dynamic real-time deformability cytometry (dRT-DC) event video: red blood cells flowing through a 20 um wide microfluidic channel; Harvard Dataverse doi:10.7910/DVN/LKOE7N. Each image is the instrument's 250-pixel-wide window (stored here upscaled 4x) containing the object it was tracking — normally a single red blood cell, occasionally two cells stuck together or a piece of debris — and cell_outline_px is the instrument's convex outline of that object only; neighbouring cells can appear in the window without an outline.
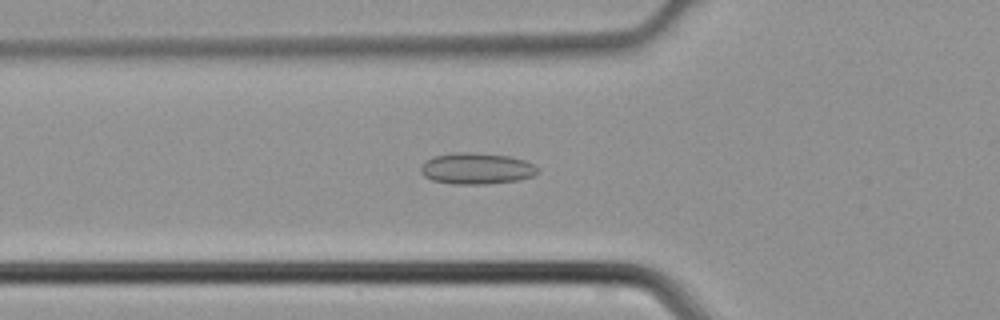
{"species": "common noctule bat (a hibernating species)", "species_latin": "Nyctalus noctula", "temperature_condition": "cold", "stored_images_in_passage": 44, "camera_frame_rate_fps": 3000, "um_per_image_px": 0.085, "animal": {"sex": "male", "body_mass_g": 21.5, "forearm_length_mm": 52.0}, "frame": {"image": 1, "passage_image": 15, "time_ms": 4.667, "image_size_px": [1000, 320], "cell_outline_px": [[540, 172], [532, 176], [520, 180], [488, 184], [452, 184], [432, 180], [424, 176], [420, 172], [420, 168], [432, 156], [456, 152], [476, 152], [508, 156], [524, 160], [540, 168]], "centroid_in_image_um": [40.53, 14.33], "position_along_channel_um": 85.3, "area_um2": 21.5}}
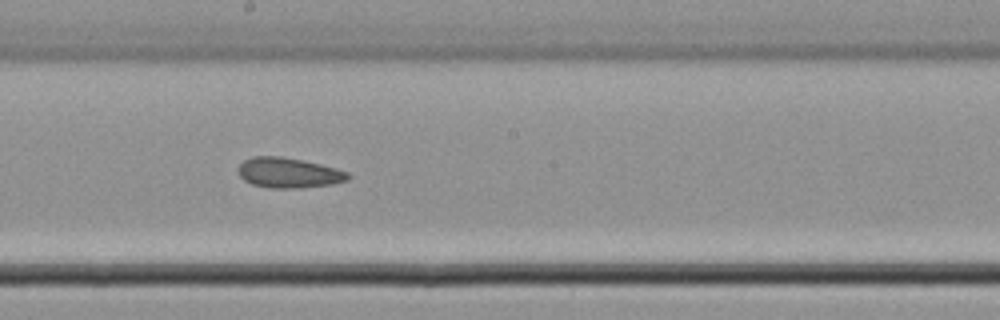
{"frame": {"image": 2, "passage_image": 24, "time_ms": 7.667, "image_size_px": [1000, 320], "cell_outline_px": [[352, 176], [348, 180], [332, 184], [300, 188], [268, 188], [252, 184], [244, 180], [240, 176], [240, 164], [244, 160], [252, 156], [280, 156], [320, 164], [348, 172]], "centroid_in_image_um": [24.55, 14.69], "position_along_channel_um": 223.7, "area_um2": 19.19}}
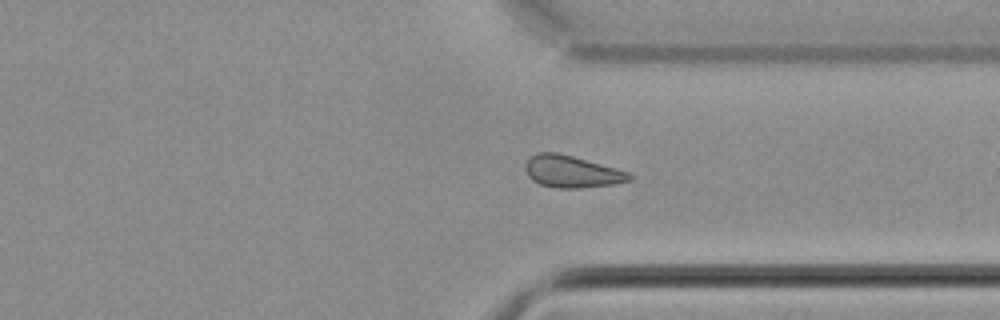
{"frame": {"image": 3, "passage_image": 33, "time_ms": 10.667, "image_size_px": [1000, 320], "cell_outline_px": [[632, 180], [612, 184], [576, 188], [560, 188], [540, 184], [532, 180], [528, 176], [524, 168], [524, 164], [536, 152], [556, 152], [572, 156], [628, 172], [632, 176]], "centroid_in_image_um": [48.55, 14.58], "position_along_channel_um": 362.9, "area_um2": 19.07}}